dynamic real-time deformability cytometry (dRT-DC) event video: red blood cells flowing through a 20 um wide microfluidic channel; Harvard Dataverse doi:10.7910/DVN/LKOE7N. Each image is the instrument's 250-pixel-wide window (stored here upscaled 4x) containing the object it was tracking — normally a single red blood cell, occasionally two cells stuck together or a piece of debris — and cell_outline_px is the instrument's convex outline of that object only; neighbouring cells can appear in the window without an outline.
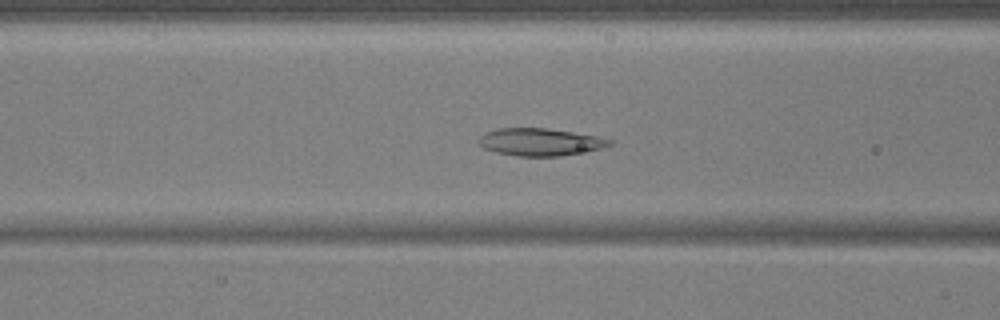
{"species": "common noctule bat (a hibernating species)", "species_latin": "Nyctalus noctula", "temperature_condition": "warm", "stored_images_in_passage": 55, "camera_frame_rate_fps": 3000, "um_per_image_px": 0.085, "animal": {"sex": "male", "body_mass_g": 17.9, "forearm_length_mm": 54.2}, "frame": {"image": 1, "passage_image": 23, "time_ms": 7.333, "image_size_px": [1000, 320], "cell_outline_px": [[612, 144], [600, 148], [560, 156], [516, 156], [496, 152], [484, 148], [476, 140], [484, 132], [500, 128], [544, 128], [572, 132], [596, 136], [612, 140]], "centroid_in_image_um": [45.84, 12.06], "position_along_channel_um": 120.8, "area_um2": 20.69}}
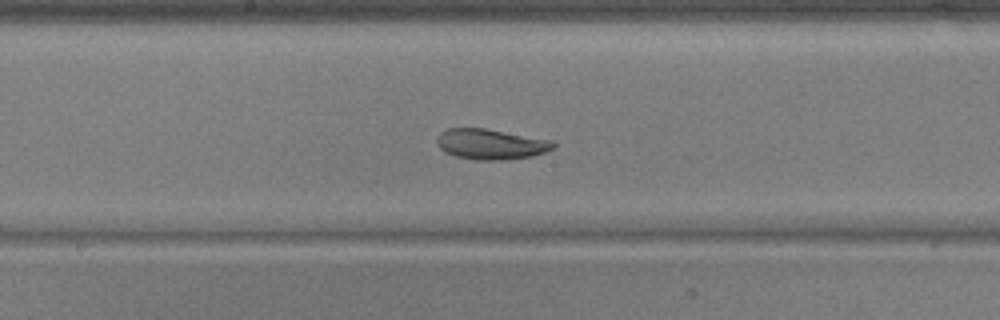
{"frame": {"image": 2, "passage_image": 30, "time_ms": 9.667, "image_size_px": [1000, 320], "cell_outline_px": [[556, 148], [532, 156], [500, 160], [476, 160], [456, 156], [444, 152], [440, 148], [436, 140], [436, 136], [440, 132], [448, 128], [484, 128], [552, 140], [556, 144]], "centroid_in_image_um": [41.71, 12.25], "position_along_channel_um": 206.5, "area_um2": 20.69}}
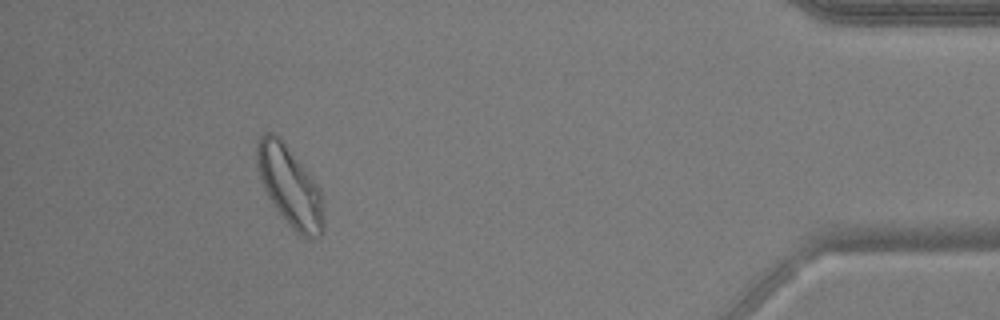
{"frame": {"image": 3, "passage_image": 51, "time_ms": 16.667, "image_size_px": [1000, 320], "cell_outline_px": [[324, 228], [320, 236], [308, 240], [304, 240], [292, 228], [272, 204], [264, 188], [256, 164], [256, 144], [260, 136], [264, 132], [276, 132], [280, 136], [312, 176], [320, 188], [324, 200]], "centroid_in_image_um": [24.67, 15.84], "position_along_channel_um": 410.5, "area_um2": 31.85}, "authors_computed_cell_mechanics": {"area_um2": 23.8714, "velocity_mm_per_s": 3.6749, "shape_relaxation_time_tau1_ms": 6.3005, "shape_relaxation_time_tau2_ms": 4.788, "deformation_change_tau1": 0.1389, "deformation_change_tau2": 0.0725}}